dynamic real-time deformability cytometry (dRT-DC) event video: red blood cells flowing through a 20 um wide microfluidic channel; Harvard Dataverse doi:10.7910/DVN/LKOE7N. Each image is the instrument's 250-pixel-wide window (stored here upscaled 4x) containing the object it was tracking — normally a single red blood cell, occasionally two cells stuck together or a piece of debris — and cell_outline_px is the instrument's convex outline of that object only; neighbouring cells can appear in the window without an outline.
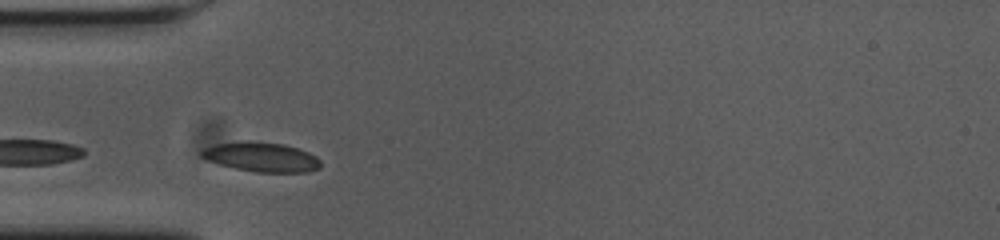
{"species": "common noctule bat (a hibernating species)", "species_latin": "Nyctalus noctula", "temperature_condition": "cold", "stored_images_in_passage": 10, "camera_frame_rate_fps": 3000, "um_per_image_px": 0.085, "animal": {"sex": "female", "body_mass_g": 23.0, "forearm_length_mm": 53.4}, "frame": {"image": 1, "passage_image": 6, "time_ms": 1.667, "image_size_px": [1000, 240], "cell_outline_px": [[320, 168], [308, 172], [256, 172], [236, 168], [220, 164], [208, 160], [200, 156], [200, 152], [204, 148], [216, 144], [240, 140], [252, 140], [284, 144], [308, 152], [316, 156], [320, 160]], "centroid_in_image_um": [22.22, 13.33], "position_along_channel_um": 62.8, "area_um2": 20.58}}